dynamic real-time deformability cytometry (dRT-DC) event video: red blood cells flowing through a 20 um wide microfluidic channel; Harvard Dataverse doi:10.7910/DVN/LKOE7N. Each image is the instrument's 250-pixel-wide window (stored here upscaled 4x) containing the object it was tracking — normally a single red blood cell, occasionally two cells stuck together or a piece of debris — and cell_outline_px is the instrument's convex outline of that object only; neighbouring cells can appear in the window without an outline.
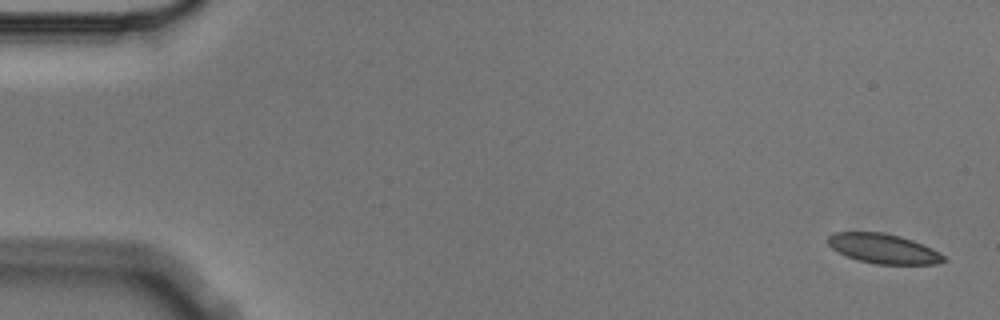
{"species": "Egyptian fruit bat (a non-hibernating species)", "species_latin": "Rousettus aegyptiacus", "temperature_condition": "cold", "stored_images_in_passage": 7, "camera_frame_rate_fps": 3000, "um_per_image_px": 0.085, "animal": {"sex": "male"}, "frame": {"image": 1, "passage_image": 1, "time_ms": 0.0, "image_size_px": [1000, 320], "cell_outline_px": [[948, 260], [936, 264], [876, 264], [856, 260], [832, 248], [828, 244], [828, 236], [836, 232], [884, 232], [900, 236], [912, 240], [932, 248], [940, 252]], "centroid_in_image_um": [75.12, 21.14], "position_along_channel_um": 9.9, "area_um2": 20.0}}
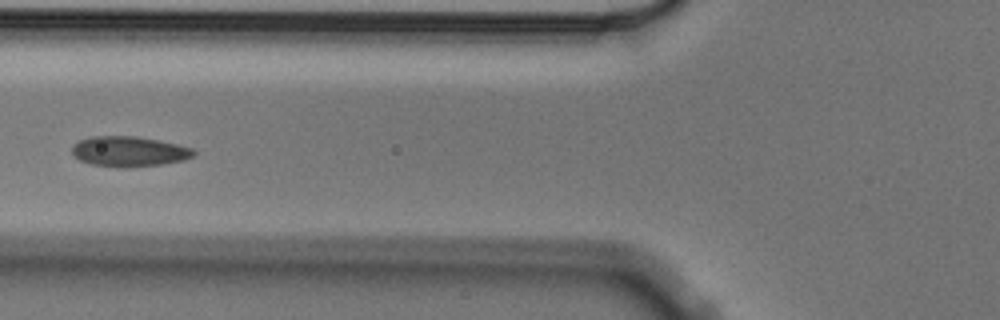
{"frame": {"image": 2, "passage_image": 5, "time_ms": 1.333, "image_size_px": [1000, 320], "cell_outline_px": [[196, 152], [192, 156], [184, 160], [160, 164], [128, 168], [124, 168], [92, 164], [80, 160], [72, 152], [72, 144], [80, 140], [92, 136], [136, 136], [160, 140], [192, 148]], "centroid_in_image_um": [10.96, 12.87], "position_along_channel_um": 114.8, "area_um2": 21.39}}
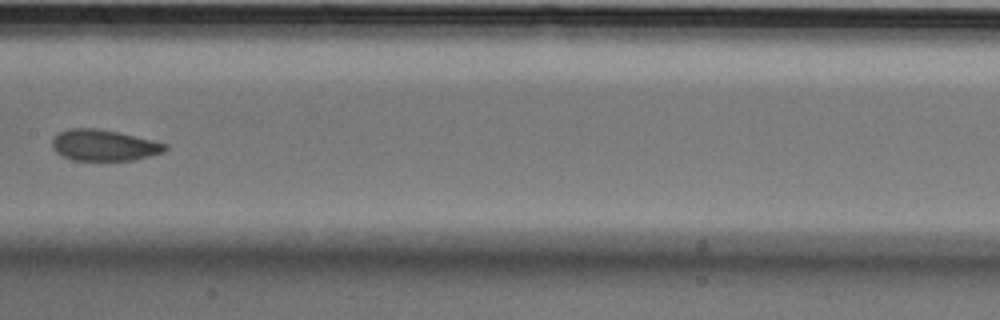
{"frame": {"image": 3, "passage_image": 7, "time_ms": 2.0, "image_size_px": [1000, 320], "cell_outline_px": [[168, 148], [164, 152], [132, 160], [72, 160], [56, 152], [52, 148], [52, 140], [60, 132], [68, 128], [100, 128], [120, 132], [168, 144]], "centroid_in_image_um": [8.84, 12.33], "position_along_channel_um": 198.6, "area_um2": 20.52}}